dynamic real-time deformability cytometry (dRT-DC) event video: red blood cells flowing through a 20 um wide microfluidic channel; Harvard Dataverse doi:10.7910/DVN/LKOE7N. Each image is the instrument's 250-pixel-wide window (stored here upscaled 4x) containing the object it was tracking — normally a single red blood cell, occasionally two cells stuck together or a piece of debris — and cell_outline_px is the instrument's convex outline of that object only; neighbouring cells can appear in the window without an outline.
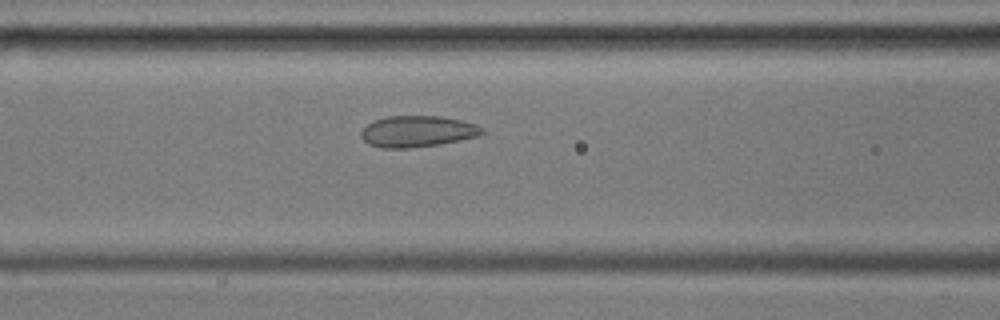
{"species": "common noctule bat (a hibernating species)", "species_latin": "Nyctalus noctula", "temperature_condition": "cold", "stored_images_in_passage": 37, "camera_frame_rate_fps": 3000, "um_per_image_px": 0.085, "animal": {"sex": "male", "body_mass_g": 17.9, "forearm_length_mm": 54.2}, "frame": {"image": 1, "passage_image": 17, "time_ms": 5.333, "image_size_px": [1000, 320], "cell_outline_px": [[484, 132], [480, 136], [440, 144], [412, 148], [380, 148], [368, 144], [360, 136], [360, 132], [368, 124], [384, 116], [440, 116], [460, 120], [476, 124], [484, 128]], "centroid_in_image_um": [35.49, 11.17], "position_along_channel_um": 131.1, "area_um2": 22.2}}
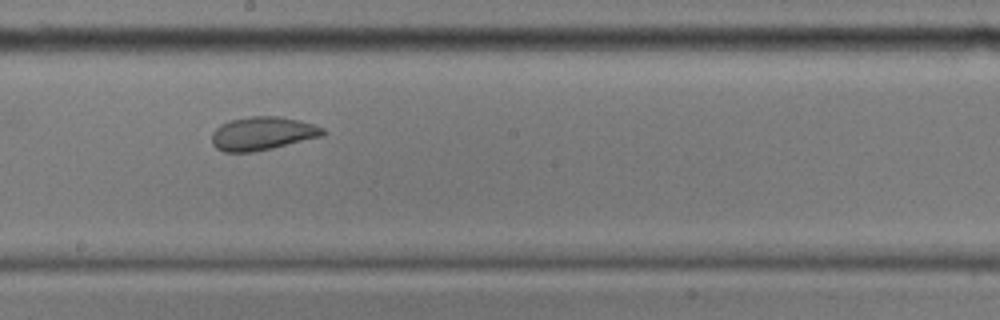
{"frame": {"image": 2, "passage_image": 25, "time_ms": 8.0, "image_size_px": [1000, 320], "cell_outline_px": [[328, 132], [324, 136], [272, 148], [252, 152], [224, 152], [216, 148], [212, 144], [212, 132], [220, 124], [232, 120], [248, 116], [276, 116], [300, 120], [324, 128]], "centroid_in_image_um": [22.33, 11.34], "position_along_channel_um": 225.9, "area_um2": 21.73}}
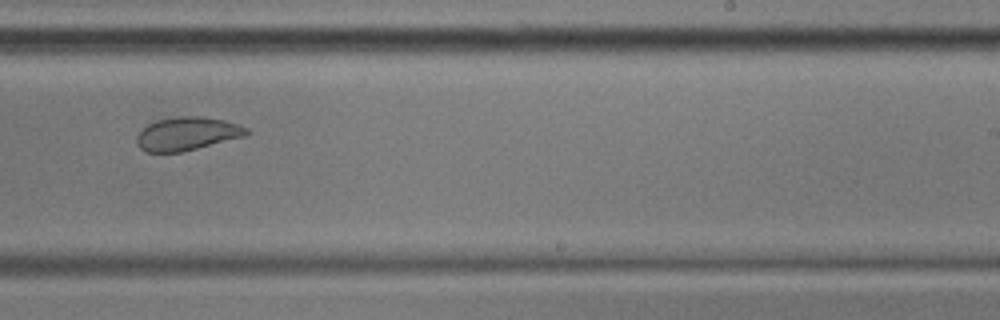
{"frame": {"image": 3, "passage_image": 29, "time_ms": 9.333, "image_size_px": [1000, 320], "cell_outline_px": [[252, 132], [248, 136], [180, 152], [148, 152], [140, 148], [136, 140], [136, 136], [148, 124], [156, 120], [176, 116], [200, 116], [224, 120], [248, 128]], "centroid_in_image_um": [15.95, 11.36], "position_along_channel_um": 273.1, "area_um2": 21.39}}